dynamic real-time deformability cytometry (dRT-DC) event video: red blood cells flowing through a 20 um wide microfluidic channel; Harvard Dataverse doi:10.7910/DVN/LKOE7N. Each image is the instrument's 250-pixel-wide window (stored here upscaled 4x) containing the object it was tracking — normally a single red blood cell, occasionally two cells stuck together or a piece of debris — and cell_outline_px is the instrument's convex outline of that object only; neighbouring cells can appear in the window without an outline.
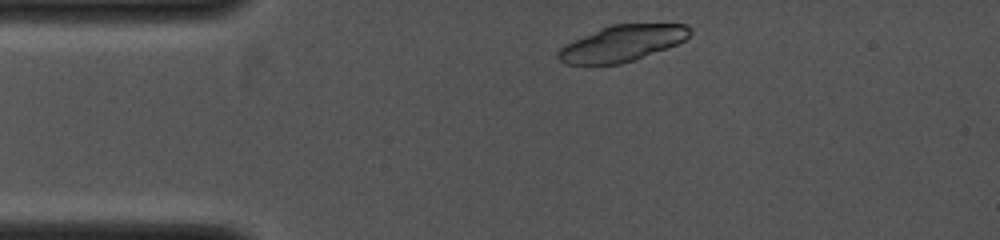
{"species": "common noctule bat (a hibernating species)", "species_latin": "Nyctalus noctula", "temperature_condition": "cold", "stored_images_in_passage": 2, "camera_frame_rate_fps": 4000, "um_per_image_px": 0.085, "animal": {"sex": "female", "body_mass_g": 19.0, "forearm_length_mm": 53.3}, "frame": {"image": 1, "passage_image": 1, "time_ms": 0.0, "image_size_px": [1000, 240], "cell_outline_px": [[692, 32], [684, 40], [676, 44], [636, 60], [620, 64], [564, 64], [556, 56], [556, 52], [564, 44], [600, 28], [612, 24], [688, 24], [692, 28]], "centroid_in_image_um": [52.87, 3.68], "position_along_channel_um": 32.1, "area_um2": 27.74}}